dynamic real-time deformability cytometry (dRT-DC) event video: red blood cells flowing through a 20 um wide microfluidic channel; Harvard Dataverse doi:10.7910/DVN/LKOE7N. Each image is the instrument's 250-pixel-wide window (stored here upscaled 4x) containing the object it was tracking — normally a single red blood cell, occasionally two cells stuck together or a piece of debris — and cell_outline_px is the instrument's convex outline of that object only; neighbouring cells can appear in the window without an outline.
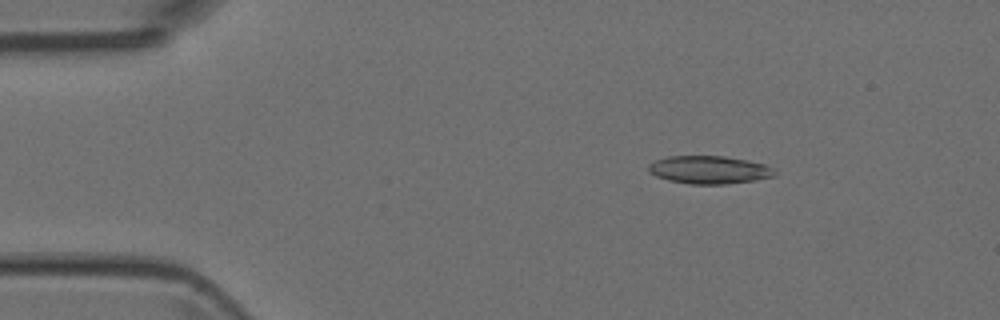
{"species": "Egyptian fruit bat (a non-hibernating species)", "species_latin": "Rousettus aegyptiacus", "temperature_condition": "room temperature", "stored_images_in_passage": 51, "camera_frame_rate_fps": 3000, "um_per_image_px": 0.085, "animal": {"sex": "female"}, "frame": {"image": 1, "passage_image": 8, "time_ms": 2.333, "image_size_px": [1000, 320], "cell_outline_px": [[776, 176], [756, 180], [724, 184], [692, 184], [668, 180], [656, 176], [648, 172], [648, 164], [656, 160], [668, 156], [724, 156], [748, 160], [764, 164], [772, 168], [776, 172]], "centroid_in_image_um": [60.28, 14.43], "position_along_channel_um": 24.7, "area_um2": 20.58}}
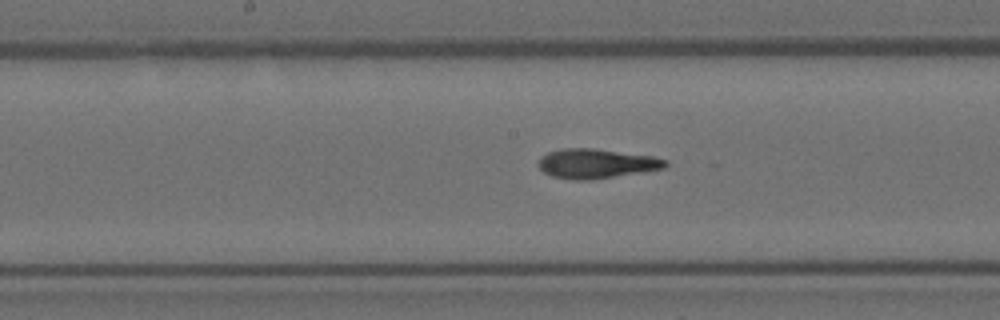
{"frame": {"image": 2, "passage_image": 26, "time_ms": 8.333, "image_size_px": [1000, 320], "cell_outline_px": [[668, 164], [664, 168], [588, 180], [572, 180], [552, 176], [544, 172], [540, 168], [540, 156], [548, 152], [560, 148], [592, 148], [652, 156], [668, 160]], "centroid_in_image_um": [50.66, 13.89], "position_along_channel_um": 197.5, "area_um2": 21.56}}
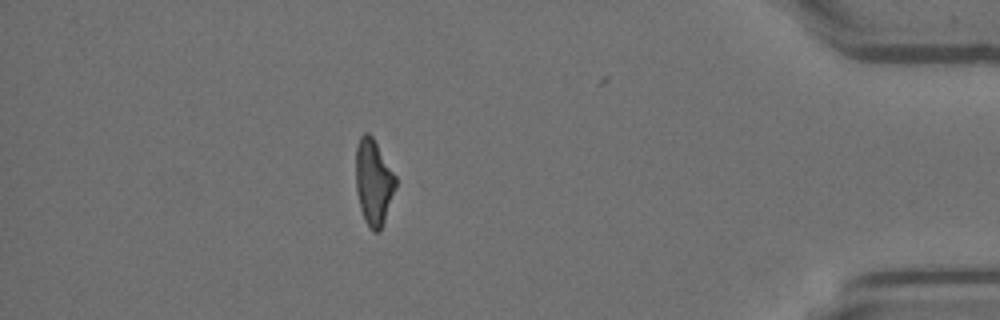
{"frame": {"image": 3, "passage_image": 45, "time_ms": 14.667, "image_size_px": [1000, 320], "cell_outline_px": [[396, 188], [380, 232], [372, 232], [364, 220], [360, 208], [356, 192], [356, 148], [360, 136], [364, 132], [368, 132], [372, 136], [396, 176]], "centroid_in_image_um": [31.75, 15.5], "position_along_channel_um": 403.5, "area_um2": 20.0}}